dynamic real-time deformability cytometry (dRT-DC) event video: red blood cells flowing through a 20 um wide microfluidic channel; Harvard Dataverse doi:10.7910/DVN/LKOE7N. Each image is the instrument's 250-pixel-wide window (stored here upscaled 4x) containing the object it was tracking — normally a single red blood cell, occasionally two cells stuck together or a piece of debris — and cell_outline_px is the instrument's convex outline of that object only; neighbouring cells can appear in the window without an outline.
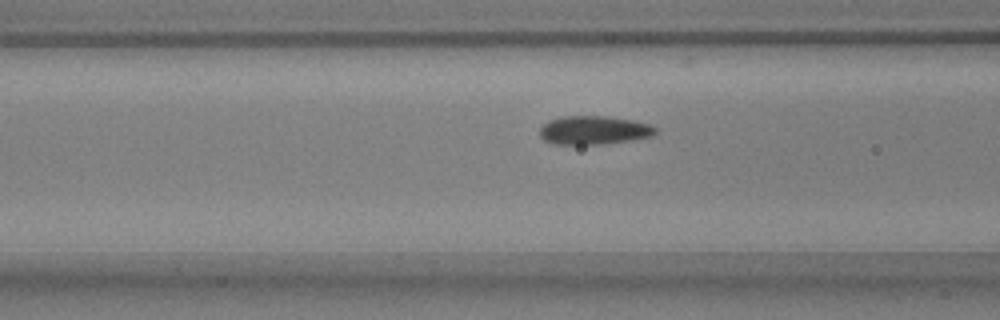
{"species": "common noctule bat (a hibernating species)", "species_latin": "Nyctalus noctula", "temperature_condition": "warm", "stored_images_in_passage": 12, "camera_frame_rate_fps": 3000, "um_per_image_px": 0.085, "animal": {"sex": "male", "body_mass_g": 17.9, "forearm_length_mm": 54.2}, "frame": {"image": 1, "passage_image": 10, "time_ms": 3.0, "image_size_px": [1000, 320], "cell_outline_px": [[656, 132], [652, 136], [632, 140], [604, 144], [556, 144], [544, 140], [540, 136], [540, 128], [548, 120], [560, 116], [604, 116], [632, 120], [648, 124], [656, 128]], "centroid_in_image_um": [50.46, 11.06], "position_along_channel_um": 116.1, "area_um2": 19.25}}